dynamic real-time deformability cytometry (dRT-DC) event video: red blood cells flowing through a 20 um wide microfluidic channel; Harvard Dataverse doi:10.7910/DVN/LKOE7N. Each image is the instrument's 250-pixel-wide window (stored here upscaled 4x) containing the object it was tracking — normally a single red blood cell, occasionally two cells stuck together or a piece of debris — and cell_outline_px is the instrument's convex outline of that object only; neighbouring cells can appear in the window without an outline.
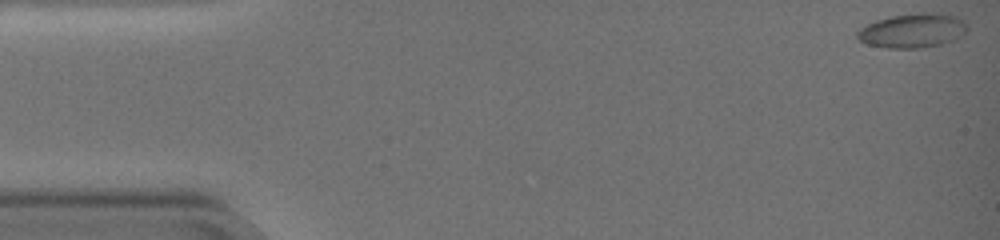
{"species": "common noctule bat (a hibernating species)", "species_latin": "Nyctalus noctula", "temperature_condition": "warm", "stored_images_in_passage": 55, "camera_frame_rate_fps": 3000, "um_per_image_px": 0.085, "animal": {"sex": "female", "body_mass_g": 19.0, "forearm_length_mm": 51.5}, "frame": {"image": 1, "passage_image": 1, "time_ms": 0.0, "image_size_px": [1000, 240], "cell_outline_px": [[968, 28], [960, 36], [952, 40], [940, 44], [924, 48], [888, 48], [868, 44], [860, 40], [856, 36], [856, 32], [860, 28], [876, 20], [892, 16], [956, 16], [964, 20]], "centroid_in_image_um": [77.51, 2.67], "position_along_channel_um": 7.5, "area_um2": 20.81}}
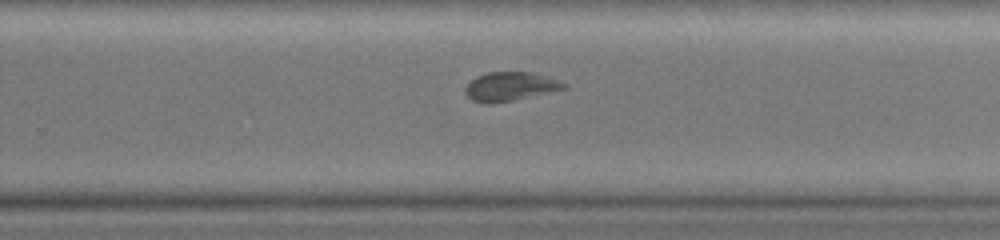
{"frame": {"image": 2, "passage_image": 39, "time_ms": 12.667, "image_size_px": [1000, 240], "cell_outline_px": [[568, 88], [512, 100], [488, 104], [484, 104], [472, 100], [464, 92], [464, 88], [476, 76], [488, 72], [532, 72], [556, 80], [564, 84]], "centroid_in_image_um": [43.3, 7.35], "position_along_channel_um": 286.5, "area_um2": 16.3}}
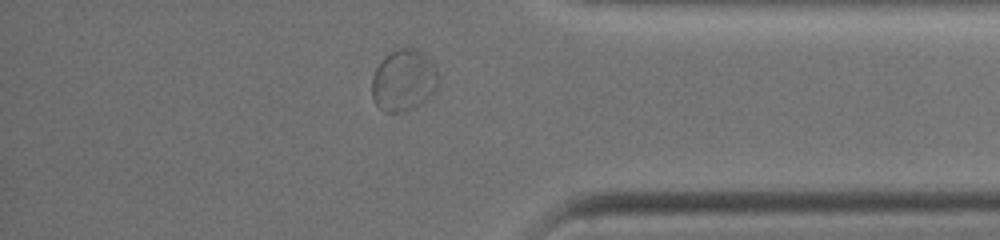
{"frame": {"image": 3, "passage_image": 50, "time_ms": 16.333, "image_size_px": [1000, 240], "cell_outline_px": [[440, 80], [436, 88], [416, 108], [400, 112], [384, 112], [376, 104], [372, 96], [372, 76], [380, 60], [384, 56], [400, 48], [416, 48], [432, 64], [440, 76]], "centroid_in_image_um": [34.29, 6.84], "position_along_channel_um": 400.9, "area_um2": 23.7}, "authors_computed_cell_mechanics": {"area_um2": 17.3978, "velocity_mm_per_s": 3.2854, "shape_relaxation_time_tau1_ms": 10.657, "shape_relaxation_time_tau2_ms": null, "deformation_change_tau1": 0.245, "deformation_change_tau2": null}}